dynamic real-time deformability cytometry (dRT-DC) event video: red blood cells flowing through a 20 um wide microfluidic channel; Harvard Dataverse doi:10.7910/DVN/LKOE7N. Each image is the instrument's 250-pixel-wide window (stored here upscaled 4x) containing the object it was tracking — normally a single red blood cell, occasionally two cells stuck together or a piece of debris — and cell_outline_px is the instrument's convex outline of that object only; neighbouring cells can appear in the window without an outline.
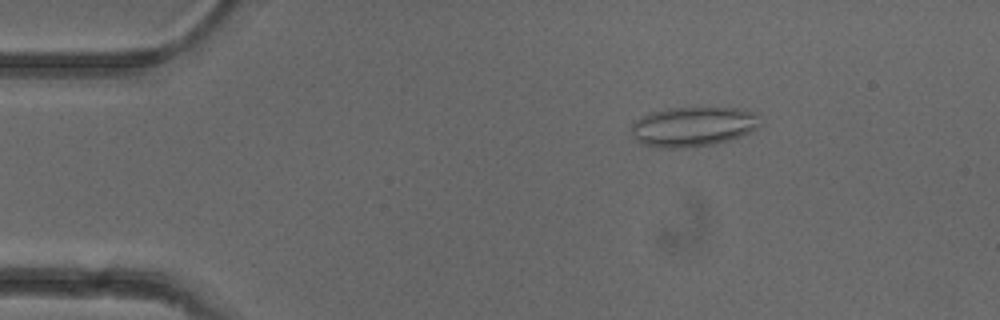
{"species": "common noctule bat (a hibernating species)", "species_latin": "Nyctalus noctula", "temperature_condition": "cold", "stored_images_in_passage": 51, "camera_frame_rate_fps": 3000, "um_per_image_px": 0.085, "animal": {"sex": "female"}, "frame": {"image": 1, "passage_image": 8, "time_ms": 2.333, "image_size_px": [1000, 320], "cell_outline_px": [[764, 124], [752, 132], [716, 144], [684, 148], [660, 148], [640, 144], [632, 136], [628, 128], [632, 120], [652, 112], [664, 108], [736, 108], [756, 112]], "centroid_in_image_um": [58.89, 10.77], "position_along_channel_um": 26.1, "area_um2": 30.63}}
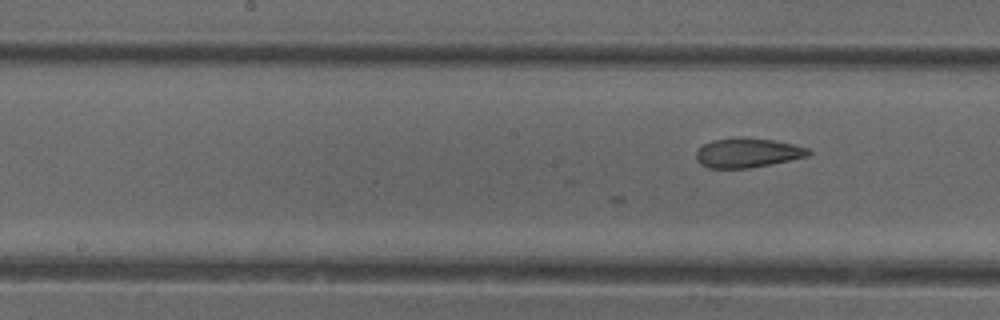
{"frame": {"image": 2, "passage_image": 25, "time_ms": 8.0, "image_size_px": [1000, 320], "cell_outline_px": [[812, 152], [808, 156], [748, 168], [708, 168], [700, 164], [696, 160], [696, 152], [704, 144], [712, 140], [772, 140], [792, 144], [808, 148]], "centroid_in_image_um": [63.52, 13.03], "position_along_channel_um": 184.7, "area_um2": 18.32}}
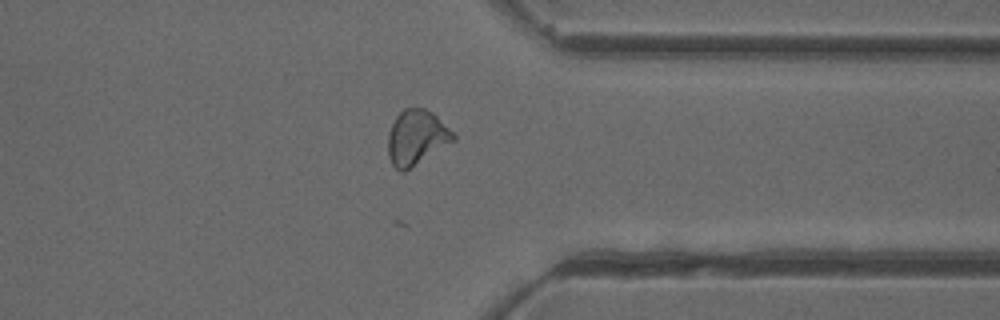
{"frame": {"image": 3, "passage_image": 40, "time_ms": 13.0, "image_size_px": [1000, 320], "cell_outline_px": [[456, 140], [404, 172], [400, 172], [392, 164], [388, 156], [388, 132], [396, 116], [404, 108], [424, 108], [432, 112], [456, 136]], "centroid_in_image_um": [35.38, 11.7], "position_along_channel_um": 376.0, "area_um2": 20.81}}